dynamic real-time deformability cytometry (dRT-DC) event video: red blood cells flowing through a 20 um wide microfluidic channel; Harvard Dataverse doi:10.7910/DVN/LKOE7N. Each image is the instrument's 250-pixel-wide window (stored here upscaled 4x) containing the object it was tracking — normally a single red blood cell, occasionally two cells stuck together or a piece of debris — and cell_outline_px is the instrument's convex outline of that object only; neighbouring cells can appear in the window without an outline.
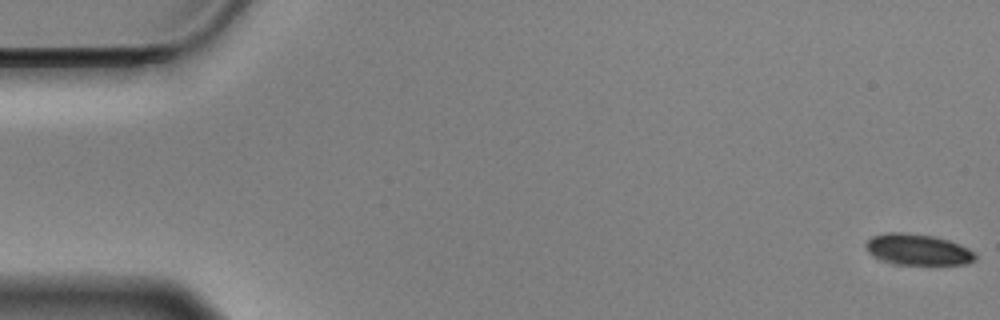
{"species": "Egyptian fruit bat (a non-hibernating species)", "species_latin": "Rousettus aegyptiacus", "temperature_condition": "cold", "stored_images_in_passage": 58, "camera_frame_rate_fps": 3000, "um_per_image_px": 0.085, "animal": {"sex": "male"}, "frame": {"image": 1, "passage_image": 1, "time_ms": 0.0, "image_size_px": [1000, 320], "cell_outline_px": [[976, 260], [968, 264], [896, 264], [884, 260], [868, 252], [864, 244], [872, 236], [884, 232], [908, 232], [932, 236], [948, 240], [960, 244], [976, 252]], "centroid_in_image_um": [78.04, 21.2], "position_along_channel_um": 7.0, "area_um2": 19.83}}
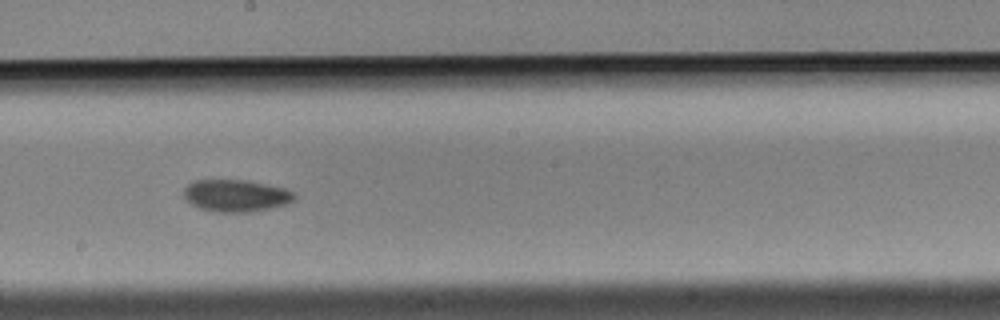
{"frame": {"image": 2, "passage_image": 32, "time_ms": 10.333, "image_size_px": [1000, 320], "cell_outline_px": [[296, 196], [288, 204], [248, 212], [216, 212], [200, 208], [192, 204], [184, 196], [184, 188], [192, 180], [248, 180], [284, 188], [296, 192]], "centroid_in_image_um": [20.07, 16.62], "position_along_channel_um": 228.1, "area_um2": 20.63}}
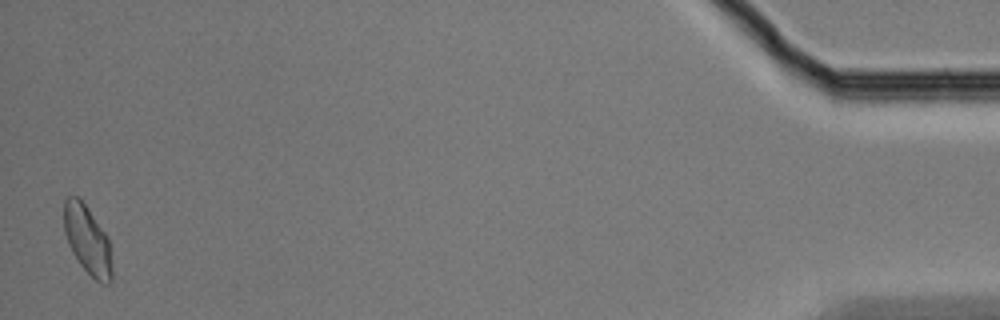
{"frame": {"image": 3, "passage_image": 57, "time_ms": 18.667, "image_size_px": [1000, 320], "cell_outline_px": [[112, 280], [108, 284], [100, 284], [80, 264], [72, 252], [68, 244], [64, 232], [64, 200], [68, 196], [76, 196], [88, 208], [104, 232], [108, 240], [112, 268]], "centroid_in_image_um": [7.42, 20.42], "position_along_channel_um": 427.8, "area_um2": 18.96}, "authors_computed_cell_mechanics": {"area_um2": 20.23, "velocity_mm_per_s": 3.4952, "shape_relaxation_time_tau1_ms": 4.6803, "shape_relaxation_time_tau2_ms": 7.1984, "deformation_change_tau1": 0.0864, "deformation_change_tau2": 0.1116}}